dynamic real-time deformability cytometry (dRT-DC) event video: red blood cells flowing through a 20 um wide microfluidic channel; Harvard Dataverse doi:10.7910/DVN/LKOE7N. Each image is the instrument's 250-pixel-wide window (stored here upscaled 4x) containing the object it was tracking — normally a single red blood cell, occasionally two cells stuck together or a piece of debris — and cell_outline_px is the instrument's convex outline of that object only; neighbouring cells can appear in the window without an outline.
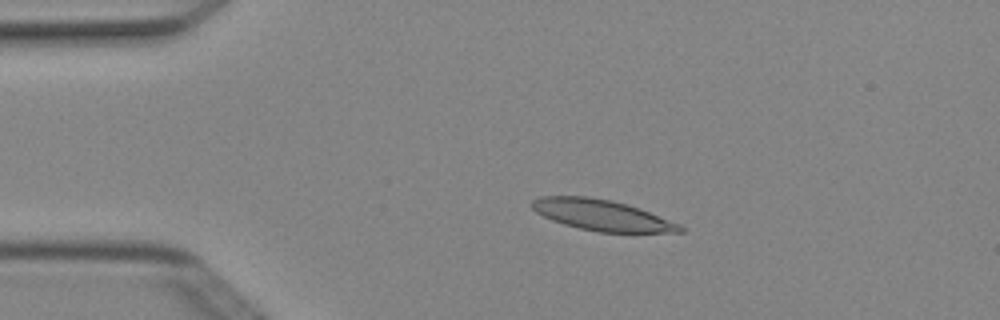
{"species": "Egyptian fruit bat (a non-hibernating species)", "species_latin": "Rousettus aegyptiacus", "temperature_condition": "cold", "stored_images_in_passage": 4, "camera_frame_rate_fps": 3000, "um_per_image_px": 0.085, "animal": {"sex": "female"}, "frame": {"image": 1, "passage_image": 3, "time_ms": 0.667, "image_size_px": [1000, 320], "cell_outline_px": [[684, 232], [600, 232], [580, 228], [564, 224], [552, 220], [536, 212], [532, 208], [532, 200], [540, 196], [588, 196], [612, 200], [640, 208], [680, 224], [684, 228]], "centroid_in_image_um": [51.16, 18.28], "position_along_channel_um": 33.8, "area_um2": 26.47}}